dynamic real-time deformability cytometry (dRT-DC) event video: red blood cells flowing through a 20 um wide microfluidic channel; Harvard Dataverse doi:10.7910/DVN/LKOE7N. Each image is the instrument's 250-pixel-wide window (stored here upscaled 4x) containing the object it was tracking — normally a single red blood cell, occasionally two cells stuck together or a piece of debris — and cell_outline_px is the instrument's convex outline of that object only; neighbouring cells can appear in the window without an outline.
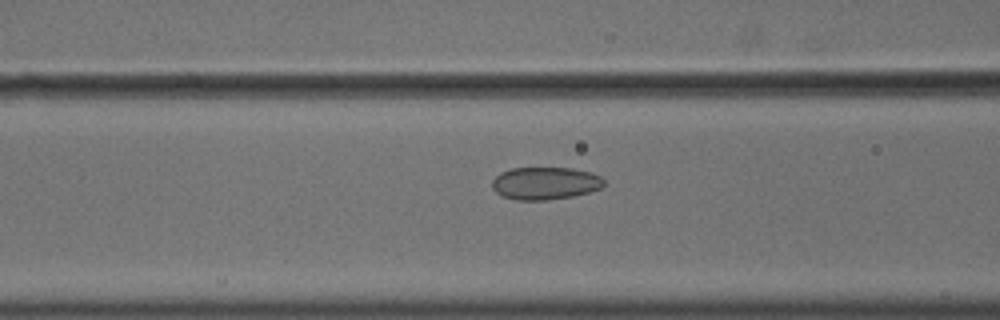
{"species": "common noctule bat (a hibernating species)", "species_latin": "Nyctalus noctula", "temperature_condition": "cold", "stored_images_in_passage": 19, "camera_frame_rate_fps": 3000, "um_per_image_px": 0.085, "animal": {"sex": "male", "body_mass_g": 18.8}, "frame": {"image": 1, "passage_image": 8, "time_ms": 2.333, "image_size_px": [1000, 320], "cell_outline_px": [[604, 184], [600, 188], [588, 192], [572, 196], [548, 200], [516, 200], [504, 196], [496, 192], [492, 188], [492, 180], [500, 172], [512, 168], [572, 168], [592, 172], [600, 176], [604, 180]], "centroid_in_image_um": [46.33, 15.57], "position_along_channel_um": 120.3, "area_um2": 21.21}}
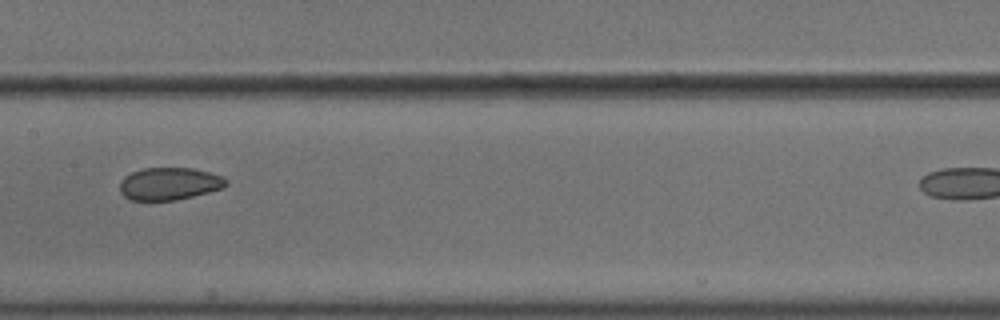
{"frame": {"image": 2, "passage_image": 14, "time_ms": 4.333, "image_size_px": [1000, 320], "cell_outline_px": [[228, 184], [224, 188], [192, 196], [172, 200], [128, 200], [120, 192], [120, 180], [124, 176], [132, 172], [144, 168], [192, 168], [208, 172], [220, 176], [228, 180]], "centroid_in_image_um": [14.37, 15.61], "position_along_channel_um": 193.0, "area_um2": 20.06}}
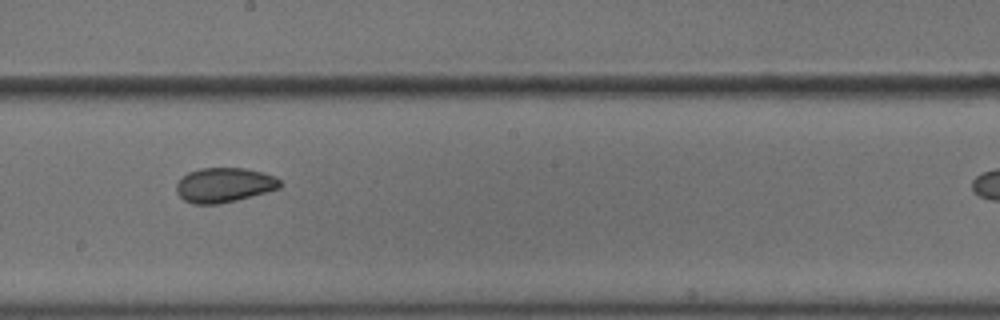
{"frame": {"image": 3, "passage_image": 17, "time_ms": 5.333, "image_size_px": [1000, 320], "cell_outline_px": [[284, 184], [280, 188], [236, 200], [220, 204], [192, 204], [184, 200], [176, 192], [176, 184], [188, 172], [200, 168], [244, 168], [264, 172], [276, 176]], "centroid_in_image_um": [19.08, 15.72], "position_along_channel_um": 229.1, "area_um2": 21.04}}